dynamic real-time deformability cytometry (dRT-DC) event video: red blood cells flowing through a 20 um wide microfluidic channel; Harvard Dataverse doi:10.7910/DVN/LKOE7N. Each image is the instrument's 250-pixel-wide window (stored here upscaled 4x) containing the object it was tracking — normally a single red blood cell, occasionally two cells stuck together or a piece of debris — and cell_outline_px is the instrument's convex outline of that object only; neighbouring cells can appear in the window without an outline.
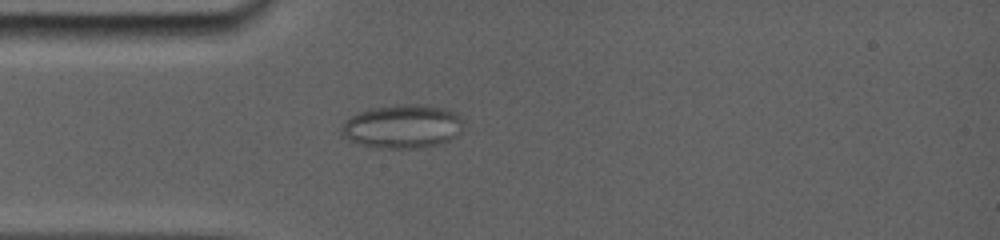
{"species": "common noctule bat (a hibernating species)", "species_latin": "Nyctalus noctula", "temperature_condition": "room temperature", "stored_images_in_passage": 26, "camera_frame_rate_fps": 5000, "um_per_image_px": 0.085, "animal": {"sex": "female", "body_mass_g": 19.0, "forearm_length_mm": 56.7}, "frame": {"image": 1, "passage_image": 6, "time_ms": 2.8, "image_size_px": [1000, 240], "cell_outline_px": [[460, 120], [440, 140], [428, 144], [368, 144], [356, 140], [344, 132], [344, 124], [352, 116], [360, 112], [372, 108], [396, 104], [428, 104], [452, 112]], "centroid_in_image_um": [34.08, 10.59], "position_along_channel_um": 50.9, "area_um2": 26.7}}
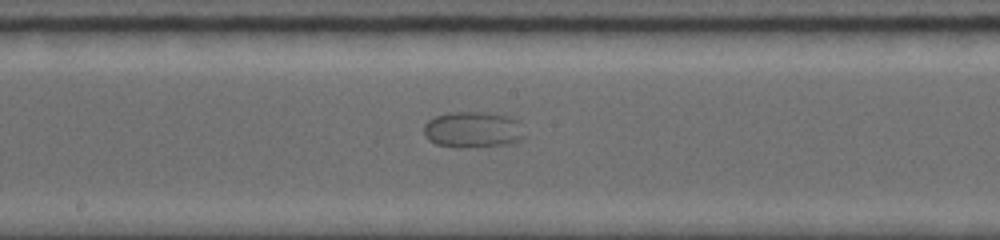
{"frame": {"image": 2, "passage_image": 14, "time_ms": 7.4, "image_size_px": [1000, 240], "cell_outline_px": [[520, 136], [516, 140], [504, 144], [436, 144], [428, 140], [424, 132], [424, 124], [428, 120], [436, 116], [452, 112], [476, 112], [508, 116], [516, 120]], "centroid_in_image_um": [40.07, 10.95], "position_along_channel_um": 208.1, "area_um2": 19.36}}
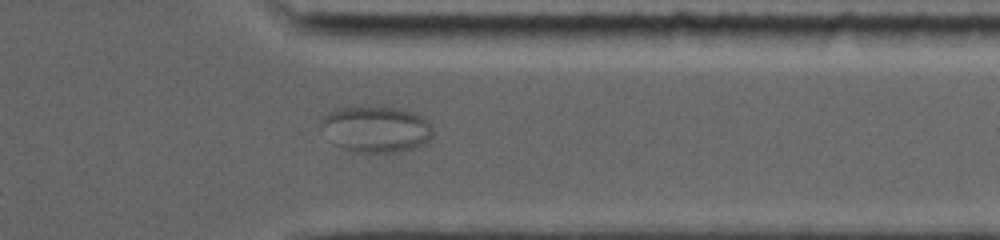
{"frame": {"image": 3, "passage_image": 23, "time_ms": 12.2, "image_size_px": [1000, 240], "cell_outline_px": [[432, 136], [428, 140], [416, 148], [392, 152], [364, 152], [344, 148], [332, 144], [320, 120], [332, 108], [400, 108], [412, 112], [428, 120], [432, 124]], "centroid_in_image_um": [31.98, 10.98], "position_along_channel_um": 379.4, "area_um2": 29.59}}